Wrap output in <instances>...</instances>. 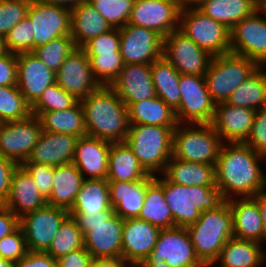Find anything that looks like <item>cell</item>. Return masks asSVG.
Instances as JSON below:
<instances>
[{
	"label": "cell",
	"instance_id": "obj_1",
	"mask_svg": "<svg viewBox=\"0 0 266 267\" xmlns=\"http://www.w3.org/2000/svg\"><path fill=\"white\" fill-rule=\"evenodd\" d=\"M265 159L245 143H223L215 164V182L223 197L229 200L260 193L266 187V174L259 161Z\"/></svg>",
	"mask_w": 266,
	"mask_h": 267
},
{
	"label": "cell",
	"instance_id": "obj_2",
	"mask_svg": "<svg viewBox=\"0 0 266 267\" xmlns=\"http://www.w3.org/2000/svg\"><path fill=\"white\" fill-rule=\"evenodd\" d=\"M87 135L124 142L129 132L128 108L110 86H101L81 100Z\"/></svg>",
	"mask_w": 266,
	"mask_h": 267
},
{
	"label": "cell",
	"instance_id": "obj_3",
	"mask_svg": "<svg viewBox=\"0 0 266 267\" xmlns=\"http://www.w3.org/2000/svg\"><path fill=\"white\" fill-rule=\"evenodd\" d=\"M155 175L163 187L164 197L170 208L176 227H187L195 223L201 212L220 207L226 199L217 186H184Z\"/></svg>",
	"mask_w": 266,
	"mask_h": 267
},
{
	"label": "cell",
	"instance_id": "obj_4",
	"mask_svg": "<svg viewBox=\"0 0 266 267\" xmlns=\"http://www.w3.org/2000/svg\"><path fill=\"white\" fill-rule=\"evenodd\" d=\"M196 256L205 267H211L223 245L233 236V214L226 200L216 209L201 212L200 218L186 227Z\"/></svg>",
	"mask_w": 266,
	"mask_h": 267
},
{
	"label": "cell",
	"instance_id": "obj_5",
	"mask_svg": "<svg viewBox=\"0 0 266 267\" xmlns=\"http://www.w3.org/2000/svg\"><path fill=\"white\" fill-rule=\"evenodd\" d=\"M84 235V248L95 258L122 259L124 220L108 209L94 215L70 214Z\"/></svg>",
	"mask_w": 266,
	"mask_h": 267
},
{
	"label": "cell",
	"instance_id": "obj_6",
	"mask_svg": "<svg viewBox=\"0 0 266 267\" xmlns=\"http://www.w3.org/2000/svg\"><path fill=\"white\" fill-rule=\"evenodd\" d=\"M176 127L130 124L124 141L148 174H162L172 157L173 133Z\"/></svg>",
	"mask_w": 266,
	"mask_h": 267
},
{
	"label": "cell",
	"instance_id": "obj_7",
	"mask_svg": "<svg viewBox=\"0 0 266 267\" xmlns=\"http://www.w3.org/2000/svg\"><path fill=\"white\" fill-rule=\"evenodd\" d=\"M222 144L211 123L178 124L173 133L172 158L215 165Z\"/></svg>",
	"mask_w": 266,
	"mask_h": 267
},
{
	"label": "cell",
	"instance_id": "obj_8",
	"mask_svg": "<svg viewBox=\"0 0 266 267\" xmlns=\"http://www.w3.org/2000/svg\"><path fill=\"white\" fill-rule=\"evenodd\" d=\"M259 67L255 60L231 52L213 57L204 76L213 102H226L233 91Z\"/></svg>",
	"mask_w": 266,
	"mask_h": 267
},
{
	"label": "cell",
	"instance_id": "obj_9",
	"mask_svg": "<svg viewBox=\"0 0 266 267\" xmlns=\"http://www.w3.org/2000/svg\"><path fill=\"white\" fill-rule=\"evenodd\" d=\"M179 30L213 57L230 53V29L198 8L181 10Z\"/></svg>",
	"mask_w": 266,
	"mask_h": 267
},
{
	"label": "cell",
	"instance_id": "obj_10",
	"mask_svg": "<svg viewBox=\"0 0 266 267\" xmlns=\"http://www.w3.org/2000/svg\"><path fill=\"white\" fill-rule=\"evenodd\" d=\"M179 89L181 101L175 110L178 124L211 123L216 104L207 90L204 76L181 74Z\"/></svg>",
	"mask_w": 266,
	"mask_h": 267
},
{
	"label": "cell",
	"instance_id": "obj_11",
	"mask_svg": "<svg viewBox=\"0 0 266 267\" xmlns=\"http://www.w3.org/2000/svg\"><path fill=\"white\" fill-rule=\"evenodd\" d=\"M170 267H205L196 256L186 227L161 229L154 249L142 263H161Z\"/></svg>",
	"mask_w": 266,
	"mask_h": 267
},
{
	"label": "cell",
	"instance_id": "obj_12",
	"mask_svg": "<svg viewBox=\"0 0 266 267\" xmlns=\"http://www.w3.org/2000/svg\"><path fill=\"white\" fill-rule=\"evenodd\" d=\"M69 215L67 209L46 204L19 218L28 251L46 252L62 222Z\"/></svg>",
	"mask_w": 266,
	"mask_h": 267
},
{
	"label": "cell",
	"instance_id": "obj_13",
	"mask_svg": "<svg viewBox=\"0 0 266 267\" xmlns=\"http://www.w3.org/2000/svg\"><path fill=\"white\" fill-rule=\"evenodd\" d=\"M163 57L180 74L205 76L213 58L179 29L163 38Z\"/></svg>",
	"mask_w": 266,
	"mask_h": 267
},
{
	"label": "cell",
	"instance_id": "obj_14",
	"mask_svg": "<svg viewBox=\"0 0 266 267\" xmlns=\"http://www.w3.org/2000/svg\"><path fill=\"white\" fill-rule=\"evenodd\" d=\"M260 14L263 17H260L262 16ZM230 52L255 60L260 66H266V13L264 11L256 10L230 29Z\"/></svg>",
	"mask_w": 266,
	"mask_h": 267
},
{
	"label": "cell",
	"instance_id": "obj_15",
	"mask_svg": "<svg viewBox=\"0 0 266 267\" xmlns=\"http://www.w3.org/2000/svg\"><path fill=\"white\" fill-rule=\"evenodd\" d=\"M27 18L32 23L34 49L70 35L71 10L67 7L31 0Z\"/></svg>",
	"mask_w": 266,
	"mask_h": 267
},
{
	"label": "cell",
	"instance_id": "obj_16",
	"mask_svg": "<svg viewBox=\"0 0 266 267\" xmlns=\"http://www.w3.org/2000/svg\"><path fill=\"white\" fill-rule=\"evenodd\" d=\"M43 129L37 116L0 123V155L21 165L38 142Z\"/></svg>",
	"mask_w": 266,
	"mask_h": 267
},
{
	"label": "cell",
	"instance_id": "obj_17",
	"mask_svg": "<svg viewBox=\"0 0 266 267\" xmlns=\"http://www.w3.org/2000/svg\"><path fill=\"white\" fill-rule=\"evenodd\" d=\"M119 33L124 64H152L163 57V37L157 32L127 23Z\"/></svg>",
	"mask_w": 266,
	"mask_h": 267
},
{
	"label": "cell",
	"instance_id": "obj_18",
	"mask_svg": "<svg viewBox=\"0 0 266 267\" xmlns=\"http://www.w3.org/2000/svg\"><path fill=\"white\" fill-rule=\"evenodd\" d=\"M178 0H135L128 24L145 27L163 38L179 29Z\"/></svg>",
	"mask_w": 266,
	"mask_h": 267
},
{
	"label": "cell",
	"instance_id": "obj_19",
	"mask_svg": "<svg viewBox=\"0 0 266 267\" xmlns=\"http://www.w3.org/2000/svg\"><path fill=\"white\" fill-rule=\"evenodd\" d=\"M56 83L78 101L101 87L93 75L90 60L81 47H77L65 58L56 73Z\"/></svg>",
	"mask_w": 266,
	"mask_h": 267
},
{
	"label": "cell",
	"instance_id": "obj_20",
	"mask_svg": "<svg viewBox=\"0 0 266 267\" xmlns=\"http://www.w3.org/2000/svg\"><path fill=\"white\" fill-rule=\"evenodd\" d=\"M17 75V87L31 106L47 87L56 83V73L33 52L17 54Z\"/></svg>",
	"mask_w": 266,
	"mask_h": 267
},
{
	"label": "cell",
	"instance_id": "obj_21",
	"mask_svg": "<svg viewBox=\"0 0 266 267\" xmlns=\"http://www.w3.org/2000/svg\"><path fill=\"white\" fill-rule=\"evenodd\" d=\"M256 110L231 106L226 102L215 105L211 125L223 143H244L248 138Z\"/></svg>",
	"mask_w": 266,
	"mask_h": 267
},
{
	"label": "cell",
	"instance_id": "obj_22",
	"mask_svg": "<svg viewBox=\"0 0 266 267\" xmlns=\"http://www.w3.org/2000/svg\"><path fill=\"white\" fill-rule=\"evenodd\" d=\"M160 230L139 218L124 220L122 259L127 264H141L154 249Z\"/></svg>",
	"mask_w": 266,
	"mask_h": 267
},
{
	"label": "cell",
	"instance_id": "obj_23",
	"mask_svg": "<svg viewBox=\"0 0 266 267\" xmlns=\"http://www.w3.org/2000/svg\"><path fill=\"white\" fill-rule=\"evenodd\" d=\"M128 107L156 96L151 64H124L118 78L110 85Z\"/></svg>",
	"mask_w": 266,
	"mask_h": 267
},
{
	"label": "cell",
	"instance_id": "obj_24",
	"mask_svg": "<svg viewBox=\"0 0 266 267\" xmlns=\"http://www.w3.org/2000/svg\"><path fill=\"white\" fill-rule=\"evenodd\" d=\"M110 148L109 141L89 135L79 137L72 163L84 179H106Z\"/></svg>",
	"mask_w": 266,
	"mask_h": 267
},
{
	"label": "cell",
	"instance_id": "obj_25",
	"mask_svg": "<svg viewBox=\"0 0 266 267\" xmlns=\"http://www.w3.org/2000/svg\"><path fill=\"white\" fill-rule=\"evenodd\" d=\"M78 137L42 131L28 158L24 162H36L48 166L72 163Z\"/></svg>",
	"mask_w": 266,
	"mask_h": 267
},
{
	"label": "cell",
	"instance_id": "obj_26",
	"mask_svg": "<svg viewBox=\"0 0 266 267\" xmlns=\"http://www.w3.org/2000/svg\"><path fill=\"white\" fill-rule=\"evenodd\" d=\"M155 178L148 174L139 181H108L110 205L114 213L123 220L138 218L143 203L147 185Z\"/></svg>",
	"mask_w": 266,
	"mask_h": 267
},
{
	"label": "cell",
	"instance_id": "obj_27",
	"mask_svg": "<svg viewBox=\"0 0 266 267\" xmlns=\"http://www.w3.org/2000/svg\"><path fill=\"white\" fill-rule=\"evenodd\" d=\"M46 204L47 200L39 192V187L33 177L21 165H18L11 177L9 197L3 205L21 218Z\"/></svg>",
	"mask_w": 266,
	"mask_h": 267
},
{
	"label": "cell",
	"instance_id": "obj_28",
	"mask_svg": "<svg viewBox=\"0 0 266 267\" xmlns=\"http://www.w3.org/2000/svg\"><path fill=\"white\" fill-rule=\"evenodd\" d=\"M227 201L233 214V236L264 244L266 232L257 200L254 197H235Z\"/></svg>",
	"mask_w": 266,
	"mask_h": 267
},
{
	"label": "cell",
	"instance_id": "obj_29",
	"mask_svg": "<svg viewBox=\"0 0 266 267\" xmlns=\"http://www.w3.org/2000/svg\"><path fill=\"white\" fill-rule=\"evenodd\" d=\"M111 29L112 27L89 1L71 9L70 35L76 47H82L90 39Z\"/></svg>",
	"mask_w": 266,
	"mask_h": 267
},
{
	"label": "cell",
	"instance_id": "obj_30",
	"mask_svg": "<svg viewBox=\"0 0 266 267\" xmlns=\"http://www.w3.org/2000/svg\"><path fill=\"white\" fill-rule=\"evenodd\" d=\"M262 246L255 241L232 237L223 245L214 263H219V267H260L266 261Z\"/></svg>",
	"mask_w": 266,
	"mask_h": 267
},
{
	"label": "cell",
	"instance_id": "obj_31",
	"mask_svg": "<svg viewBox=\"0 0 266 267\" xmlns=\"http://www.w3.org/2000/svg\"><path fill=\"white\" fill-rule=\"evenodd\" d=\"M83 181L84 177L73 163L54 167L52 193L47 204L69 211Z\"/></svg>",
	"mask_w": 266,
	"mask_h": 267
},
{
	"label": "cell",
	"instance_id": "obj_32",
	"mask_svg": "<svg viewBox=\"0 0 266 267\" xmlns=\"http://www.w3.org/2000/svg\"><path fill=\"white\" fill-rule=\"evenodd\" d=\"M170 182L184 186H216L215 165L177 158L168 161L162 173Z\"/></svg>",
	"mask_w": 266,
	"mask_h": 267
},
{
	"label": "cell",
	"instance_id": "obj_33",
	"mask_svg": "<svg viewBox=\"0 0 266 267\" xmlns=\"http://www.w3.org/2000/svg\"><path fill=\"white\" fill-rule=\"evenodd\" d=\"M148 173L125 142L111 143L108 158V181H139Z\"/></svg>",
	"mask_w": 266,
	"mask_h": 267
},
{
	"label": "cell",
	"instance_id": "obj_34",
	"mask_svg": "<svg viewBox=\"0 0 266 267\" xmlns=\"http://www.w3.org/2000/svg\"><path fill=\"white\" fill-rule=\"evenodd\" d=\"M130 124L177 127L175 111L159 96L130 104L128 107Z\"/></svg>",
	"mask_w": 266,
	"mask_h": 267
},
{
	"label": "cell",
	"instance_id": "obj_35",
	"mask_svg": "<svg viewBox=\"0 0 266 267\" xmlns=\"http://www.w3.org/2000/svg\"><path fill=\"white\" fill-rule=\"evenodd\" d=\"M37 117L43 131L70 134L78 138L87 135L81 101L69 109L41 112Z\"/></svg>",
	"mask_w": 266,
	"mask_h": 267
},
{
	"label": "cell",
	"instance_id": "obj_36",
	"mask_svg": "<svg viewBox=\"0 0 266 267\" xmlns=\"http://www.w3.org/2000/svg\"><path fill=\"white\" fill-rule=\"evenodd\" d=\"M113 209L107 179H84L69 214H96Z\"/></svg>",
	"mask_w": 266,
	"mask_h": 267
},
{
	"label": "cell",
	"instance_id": "obj_37",
	"mask_svg": "<svg viewBox=\"0 0 266 267\" xmlns=\"http://www.w3.org/2000/svg\"><path fill=\"white\" fill-rule=\"evenodd\" d=\"M180 76L181 74L164 57L151 64V77L155 93L174 111L179 107L181 101Z\"/></svg>",
	"mask_w": 266,
	"mask_h": 267
},
{
	"label": "cell",
	"instance_id": "obj_38",
	"mask_svg": "<svg viewBox=\"0 0 266 267\" xmlns=\"http://www.w3.org/2000/svg\"><path fill=\"white\" fill-rule=\"evenodd\" d=\"M266 66H260L230 95L226 103L254 110L266 109Z\"/></svg>",
	"mask_w": 266,
	"mask_h": 267
},
{
	"label": "cell",
	"instance_id": "obj_39",
	"mask_svg": "<svg viewBox=\"0 0 266 267\" xmlns=\"http://www.w3.org/2000/svg\"><path fill=\"white\" fill-rule=\"evenodd\" d=\"M198 9L228 29L257 10L255 0H207Z\"/></svg>",
	"mask_w": 266,
	"mask_h": 267
},
{
	"label": "cell",
	"instance_id": "obj_40",
	"mask_svg": "<svg viewBox=\"0 0 266 267\" xmlns=\"http://www.w3.org/2000/svg\"><path fill=\"white\" fill-rule=\"evenodd\" d=\"M138 218L160 229L176 227L164 197V189L155 178L147 185L145 201Z\"/></svg>",
	"mask_w": 266,
	"mask_h": 267
},
{
	"label": "cell",
	"instance_id": "obj_41",
	"mask_svg": "<svg viewBox=\"0 0 266 267\" xmlns=\"http://www.w3.org/2000/svg\"><path fill=\"white\" fill-rule=\"evenodd\" d=\"M80 248H84V235L75 220L69 215L54 235L46 253L54 259H59L67 253Z\"/></svg>",
	"mask_w": 266,
	"mask_h": 267
},
{
	"label": "cell",
	"instance_id": "obj_42",
	"mask_svg": "<svg viewBox=\"0 0 266 267\" xmlns=\"http://www.w3.org/2000/svg\"><path fill=\"white\" fill-rule=\"evenodd\" d=\"M32 115L31 105L17 85L0 86V122L24 120Z\"/></svg>",
	"mask_w": 266,
	"mask_h": 267
},
{
	"label": "cell",
	"instance_id": "obj_43",
	"mask_svg": "<svg viewBox=\"0 0 266 267\" xmlns=\"http://www.w3.org/2000/svg\"><path fill=\"white\" fill-rule=\"evenodd\" d=\"M76 48L71 35H65L35 48L32 52L49 69L57 73L65 58Z\"/></svg>",
	"mask_w": 266,
	"mask_h": 267
},
{
	"label": "cell",
	"instance_id": "obj_44",
	"mask_svg": "<svg viewBox=\"0 0 266 267\" xmlns=\"http://www.w3.org/2000/svg\"><path fill=\"white\" fill-rule=\"evenodd\" d=\"M95 79L101 86H110L124 67L120 52L87 55Z\"/></svg>",
	"mask_w": 266,
	"mask_h": 267
},
{
	"label": "cell",
	"instance_id": "obj_45",
	"mask_svg": "<svg viewBox=\"0 0 266 267\" xmlns=\"http://www.w3.org/2000/svg\"><path fill=\"white\" fill-rule=\"evenodd\" d=\"M78 100L57 83L47 87L39 99L31 106L32 115L38 116L41 112H49L53 110H66L73 107Z\"/></svg>",
	"mask_w": 266,
	"mask_h": 267
},
{
	"label": "cell",
	"instance_id": "obj_46",
	"mask_svg": "<svg viewBox=\"0 0 266 267\" xmlns=\"http://www.w3.org/2000/svg\"><path fill=\"white\" fill-rule=\"evenodd\" d=\"M116 29L124 27L131 15L135 0H87Z\"/></svg>",
	"mask_w": 266,
	"mask_h": 267
},
{
	"label": "cell",
	"instance_id": "obj_47",
	"mask_svg": "<svg viewBox=\"0 0 266 267\" xmlns=\"http://www.w3.org/2000/svg\"><path fill=\"white\" fill-rule=\"evenodd\" d=\"M31 0H0V36L4 37L8 32L23 19Z\"/></svg>",
	"mask_w": 266,
	"mask_h": 267
},
{
	"label": "cell",
	"instance_id": "obj_48",
	"mask_svg": "<svg viewBox=\"0 0 266 267\" xmlns=\"http://www.w3.org/2000/svg\"><path fill=\"white\" fill-rule=\"evenodd\" d=\"M4 39L10 53L32 52L34 50L32 23L26 17L16 24Z\"/></svg>",
	"mask_w": 266,
	"mask_h": 267
},
{
	"label": "cell",
	"instance_id": "obj_49",
	"mask_svg": "<svg viewBox=\"0 0 266 267\" xmlns=\"http://www.w3.org/2000/svg\"><path fill=\"white\" fill-rule=\"evenodd\" d=\"M28 252L22 228L18 226L9 235L0 239V257L17 262Z\"/></svg>",
	"mask_w": 266,
	"mask_h": 267
},
{
	"label": "cell",
	"instance_id": "obj_50",
	"mask_svg": "<svg viewBox=\"0 0 266 267\" xmlns=\"http://www.w3.org/2000/svg\"><path fill=\"white\" fill-rule=\"evenodd\" d=\"M81 48L85 51L86 55L120 52L119 29L112 28L108 32L90 39Z\"/></svg>",
	"mask_w": 266,
	"mask_h": 267
},
{
	"label": "cell",
	"instance_id": "obj_51",
	"mask_svg": "<svg viewBox=\"0 0 266 267\" xmlns=\"http://www.w3.org/2000/svg\"><path fill=\"white\" fill-rule=\"evenodd\" d=\"M21 166L33 177L39 192L47 200L52 193L54 167L36 162H23Z\"/></svg>",
	"mask_w": 266,
	"mask_h": 267
},
{
	"label": "cell",
	"instance_id": "obj_52",
	"mask_svg": "<svg viewBox=\"0 0 266 267\" xmlns=\"http://www.w3.org/2000/svg\"><path fill=\"white\" fill-rule=\"evenodd\" d=\"M244 143L266 156V109L256 111L250 134Z\"/></svg>",
	"mask_w": 266,
	"mask_h": 267
},
{
	"label": "cell",
	"instance_id": "obj_53",
	"mask_svg": "<svg viewBox=\"0 0 266 267\" xmlns=\"http://www.w3.org/2000/svg\"><path fill=\"white\" fill-rule=\"evenodd\" d=\"M17 54L0 56V86L17 85Z\"/></svg>",
	"mask_w": 266,
	"mask_h": 267
},
{
	"label": "cell",
	"instance_id": "obj_54",
	"mask_svg": "<svg viewBox=\"0 0 266 267\" xmlns=\"http://www.w3.org/2000/svg\"><path fill=\"white\" fill-rule=\"evenodd\" d=\"M18 165L0 155V204H4L10 194L11 177Z\"/></svg>",
	"mask_w": 266,
	"mask_h": 267
},
{
	"label": "cell",
	"instance_id": "obj_55",
	"mask_svg": "<svg viewBox=\"0 0 266 267\" xmlns=\"http://www.w3.org/2000/svg\"><path fill=\"white\" fill-rule=\"evenodd\" d=\"M15 267H58L57 259L46 252H32L15 262Z\"/></svg>",
	"mask_w": 266,
	"mask_h": 267
},
{
	"label": "cell",
	"instance_id": "obj_56",
	"mask_svg": "<svg viewBox=\"0 0 266 267\" xmlns=\"http://www.w3.org/2000/svg\"><path fill=\"white\" fill-rule=\"evenodd\" d=\"M93 257L85 248L67 253L57 259L58 267H90Z\"/></svg>",
	"mask_w": 266,
	"mask_h": 267
},
{
	"label": "cell",
	"instance_id": "obj_57",
	"mask_svg": "<svg viewBox=\"0 0 266 267\" xmlns=\"http://www.w3.org/2000/svg\"><path fill=\"white\" fill-rule=\"evenodd\" d=\"M19 226V218L3 204H0V239Z\"/></svg>",
	"mask_w": 266,
	"mask_h": 267
},
{
	"label": "cell",
	"instance_id": "obj_58",
	"mask_svg": "<svg viewBox=\"0 0 266 267\" xmlns=\"http://www.w3.org/2000/svg\"><path fill=\"white\" fill-rule=\"evenodd\" d=\"M126 262L120 258H95L90 267H123Z\"/></svg>",
	"mask_w": 266,
	"mask_h": 267
},
{
	"label": "cell",
	"instance_id": "obj_59",
	"mask_svg": "<svg viewBox=\"0 0 266 267\" xmlns=\"http://www.w3.org/2000/svg\"><path fill=\"white\" fill-rule=\"evenodd\" d=\"M257 200L263 226L266 232V187L257 195L254 196Z\"/></svg>",
	"mask_w": 266,
	"mask_h": 267
},
{
	"label": "cell",
	"instance_id": "obj_60",
	"mask_svg": "<svg viewBox=\"0 0 266 267\" xmlns=\"http://www.w3.org/2000/svg\"><path fill=\"white\" fill-rule=\"evenodd\" d=\"M39 1L48 4L60 5L63 7H67L71 10L74 7L80 5L82 2H86L87 0H39Z\"/></svg>",
	"mask_w": 266,
	"mask_h": 267
},
{
	"label": "cell",
	"instance_id": "obj_61",
	"mask_svg": "<svg viewBox=\"0 0 266 267\" xmlns=\"http://www.w3.org/2000/svg\"><path fill=\"white\" fill-rule=\"evenodd\" d=\"M207 0H178L181 10L200 7Z\"/></svg>",
	"mask_w": 266,
	"mask_h": 267
},
{
	"label": "cell",
	"instance_id": "obj_62",
	"mask_svg": "<svg viewBox=\"0 0 266 267\" xmlns=\"http://www.w3.org/2000/svg\"><path fill=\"white\" fill-rule=\"evenodd\" d=\"M9 50L7 48L4 37L0 36V56L7 55Z\"/></svg>",
	"mask_w": 266,
	"mask_h": 267
},
{
	"label": "cell",
	"instance_id": "obj_63",
	"mask_svg": "<svg viewBox=\"0 0 266 267\" xmlns=\"http://www.w3.org/2000/svg\"><path fill=\"white\" fill-rule=\"evenodd\" d=\"M255 6L258 11H266V0H255Z\"/></svg>",
	"mask_w": 266,
	"mask_h": 267
},
{
	"label": "cell",
	"instance_id": "obj_64",
	"mask_svg": "<svg viewBox=\"0 0 266 267\" xmlns=\"http://www.w3.org/2000/svg\"><path fill=\"white\" fill-rule=\"evenodd\" d=\"M142 267H170L165 261L155 264V263H141Z\"/></svg>",
	"mask_w": 266,
	"mask_h": 267
},
{
	"label": "cell",
	"instance_id": "obj_65",
	"mask_svg": "<svg viewBox=\"0 0 266 267\" xmlns=\"http://www.w3.org/2000/svg\"><path fill=\"white\" fill-rule=\"evenodd\" d=\"M0 267H15V262L0 257Z\"/></svg>",
	"mask_w": 266,
	"mask_h": 267
},
{
	"label": "cell",
	"instance_id": "obj_66",
	"mask_svg": "<svg viewBox=\"0 0 266 267\" xmlns=\"http://www.w3.org/2000/svg\"><path fill=\"white\" fill-rule=\"evenodd\" d=\"M123 267H142L140 264H125Z\"/></svg>",
	"mask_w": 266,
	"mask_h": 267
}]
</instances>
